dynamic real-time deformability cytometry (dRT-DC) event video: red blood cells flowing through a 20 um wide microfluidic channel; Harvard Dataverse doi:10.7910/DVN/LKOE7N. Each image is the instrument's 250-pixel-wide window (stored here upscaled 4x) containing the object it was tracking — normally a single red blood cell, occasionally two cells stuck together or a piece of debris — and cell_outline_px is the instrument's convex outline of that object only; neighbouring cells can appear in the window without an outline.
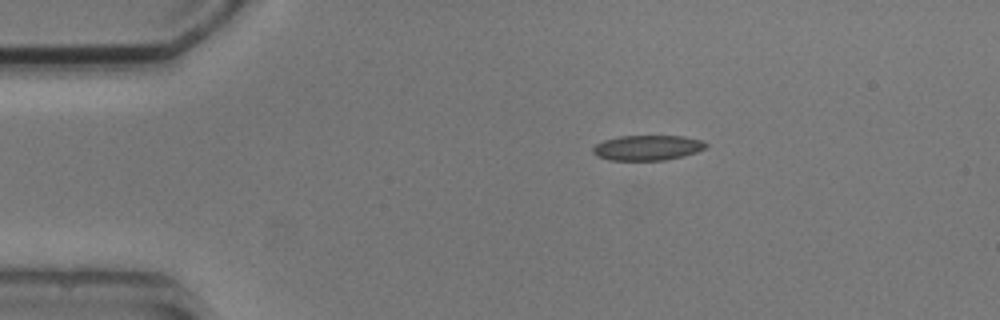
{"species": "common noctule bat (a hibernating species)", "species_latin": "Nyctalus noctula", "temperature_condition": "cold", "stored_images_in_passage": 3, "camera_frame_rate_fps": 3000, "um_per_image_px": 0.085, "animal": {"sex": "male", "body_mass_g": 20.5, "forearm_length_mm": 52.5}, "frame": {"image": 1, "passage_image": 1, "time_ms": 0.0, "image_size_px": [1000, 320], "cell_outline_px": [[708, 144], [704, 148], [696, 152], [684, 156], [664, 160], [608, 160], [596, 156], [592, 152], [592, 148], [596, 144], [604, 140], [620, 136], [684, 136], [704, 140]], "centroid_in_image_um": [55.03, 12.55], "position_along_channel_um": 30.0, "area_um2": 16.65}}